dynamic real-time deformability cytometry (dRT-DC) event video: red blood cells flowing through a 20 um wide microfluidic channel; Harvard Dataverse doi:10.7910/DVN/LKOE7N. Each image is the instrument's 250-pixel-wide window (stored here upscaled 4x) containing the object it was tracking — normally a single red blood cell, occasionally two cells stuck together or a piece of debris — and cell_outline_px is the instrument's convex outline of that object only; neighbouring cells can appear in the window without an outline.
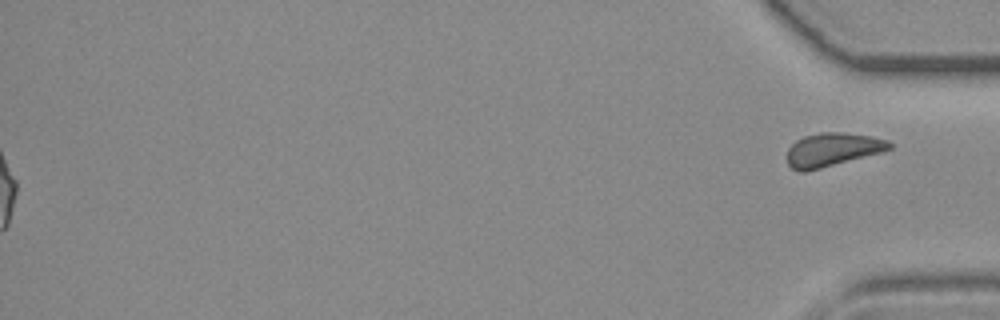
{"species": "common noctule bat (a hibernating species)", "species_latin": "Nyctalus noctula", "temperature_condition": "room temperature", "stored_images_in_passage": 46, "segment_of_instrument_passage": [2, 2], "camera_frame_rate_fps": 3000, "um_per_image_px": 0.085, "animal": {"sex": "female", "body_mass_g": 19.3, "forearm_length_mm": 54.1}, "frame": {"image": 1, "passage_image": 46, "time_ms": 15.0, "image_size_px": [1000, 320], "cell_outline_px": [[892, 148], [880, 152], [820, 168], [804, 172], [800, 172], [792, 168], [788, 164], [788, 148], [796, 140], [804, 136], [820, 132], [840, 132], [872, 136], [888, 140], [892, 144]], "centroid_in_image_um": [70.74, 12.7], "position_along_channel_um": 364.5, "area_um2": 19.71}}